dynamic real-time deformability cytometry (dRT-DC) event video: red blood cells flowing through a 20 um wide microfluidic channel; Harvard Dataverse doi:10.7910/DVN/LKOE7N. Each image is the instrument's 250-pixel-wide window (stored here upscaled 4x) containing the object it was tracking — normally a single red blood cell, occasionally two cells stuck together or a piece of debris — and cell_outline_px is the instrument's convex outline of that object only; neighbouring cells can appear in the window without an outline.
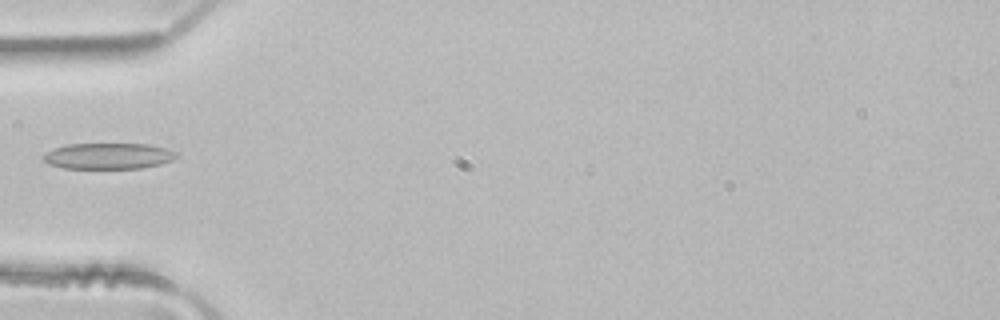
{"species": "common noctule bat (a hibernating species)", "species_latin": "Nyctalus noctula", "temperature_condition": "room temperature", "stored_images_in_passage": 34, "camera_frame_rate_fps": 3000, "um_per_image_px": 0.085, "animal": {"sex": "male", "body_mass_g": 21.5, "forearm_length_mm": 52.0}, "frame": {"image": 1, "passage_image": 1, "time_ms": 0.0, "image_size_px": [1000, 320], "cell_outline_px": [[176, 156], [172, 160], [160, 164], [140, 168], [64, 168], [48, 164], [44, 160], [44, 152], [68, 144], [148, 144], [164, 148], [176, 152]], "centroid_in_image_um": [9.18, 13.26], "position_along_channel_um": 75.8, "area_um2": 19.94}}
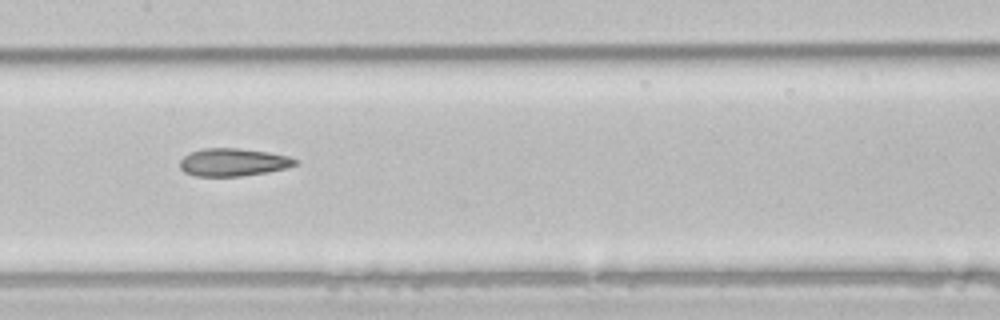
{"frame": {"image": 2, "passage_image": 9, "time_ms": 2.667, "image_size_px": [1000, 320], "cell_outline_px": [[300, 164], [288, 168], [268, 172], [240, 176], [196, 176], [184, 172], [180, 168], [180, 160], [184, 156], [192, 152], [204, 148], [240, 148], [268, 152], [288, 156], [300, 160]], "centroid_in_image_um": [19.88, 13.79], "position_along_channel_um": 187.5, "area_um2": 18.84}}
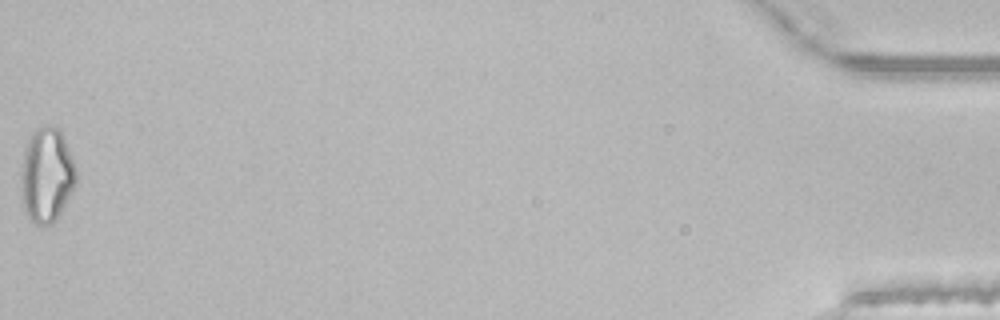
{"frame": {"image": 3, "passage_image": 34, "time_ms": 11.0, "image_size_px": [1000, 320], "cell_outline_px": [[76, 184], [72, 192], [56, 220], [44, 228], [36, 224], [24, 212], [20, 176], [20, 172], [24, 148], [32, 132], [44, 124], [48, 124], [56, 128], [60, 132], [64, 140], [72, 160], [76, 172]], "centroid_in_image_um": [3.93, 14.91], "position_along_channel_um": 431.3, "area_um2": 30.4}}